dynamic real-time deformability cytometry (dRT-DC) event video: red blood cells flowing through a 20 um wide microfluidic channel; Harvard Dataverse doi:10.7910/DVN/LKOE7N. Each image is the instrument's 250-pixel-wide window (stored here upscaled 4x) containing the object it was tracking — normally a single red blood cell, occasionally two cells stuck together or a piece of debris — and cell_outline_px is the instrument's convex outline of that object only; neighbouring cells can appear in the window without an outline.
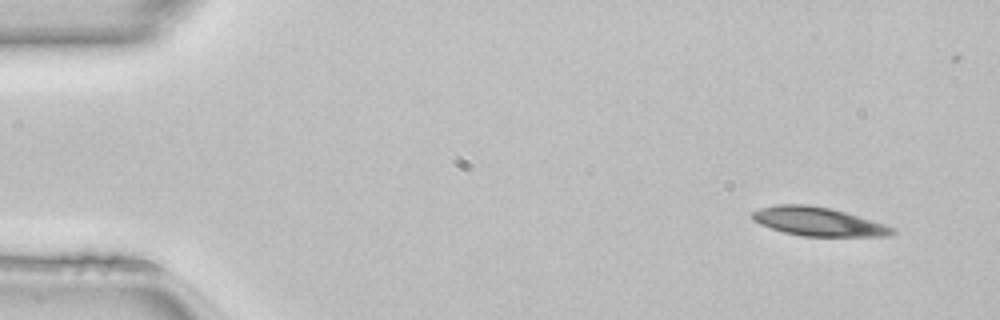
{"species": "common noctule bat (a hibernating species)", "species_latin": "Nyctalus noctula", "temperature_condition": "room temperature", "stored_images_in_passage": 49, "camera_frame_rate_fps": 3000, "um_per_image_px": 0.085, "animal": {"sex": "female", "body_mass_g": 22.7, "forearm_length_mm": 54.2}, "frame": {"image": 1, "passage_image": 3, "time_ms": 0.667, "image_size_px": [1000, 320], "cell_outline_px": [[896, 232], [888, 236], [800, 236], [784, 232], [760, 224], [752, 220], [752, 212], [760, 208], [776, 204], [808, 204], [832, 208], [884, 224], [896, 228]], "centroid_in_image_um": [69.54, 18.83], "position_along_channel_um": 15.5, "area_um2": 23.41}}
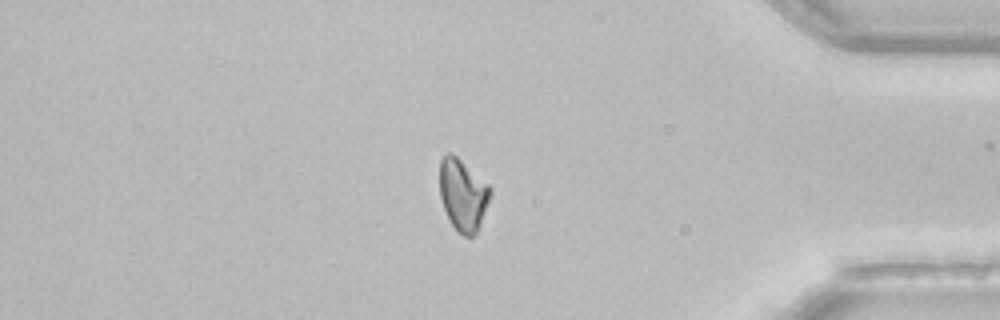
{"frame": {"image": 2, "passage_image": 41, "time_ms": 13.333, "image_size_px": [1000, 320], "cell_outline_px": [[492, 196], [476, 232], [472, 236], [464, 236], [456, 232], [444, 208], [440, 196], [440, 160], [448, 152], [452, 152], [488, 184], [492, 188]], "centroid_in_image_um": [39.36, 16.55], "position_along_channel_um": 395.8, "area_um2": 21.1}}
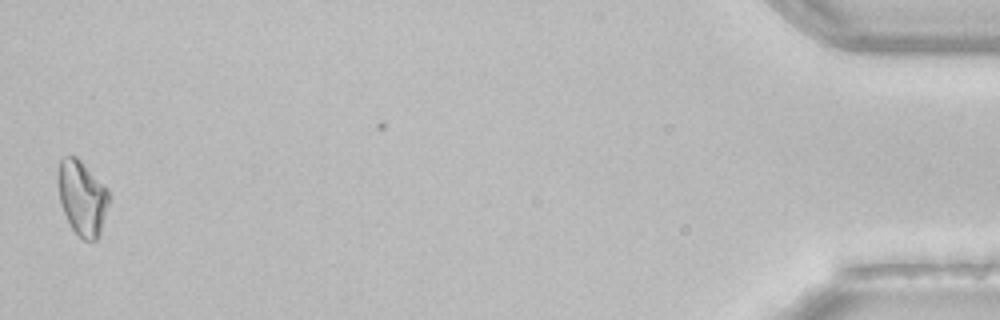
{"frame": {"image": 3, "passage_image": 48, "time_ms": 15.667, "image_size_px": [1000, 320], "cell_outline_px": [[108, 204], [100, 236], [96, 240], [84, 240], [72, 228], [64, 212], [60, 200], [56, 180], [56, 172], [60, 160], [64, 156], [76, 156], [108, 188]], "centroid_in_image_um": [6.96, 16.78], "position_along_channel_um": 428.2, "area_um2": 22.2}, "authors_computed_cell_mechanics": {"area_um2": 22.3108, "velocity_mm_per_s": 4.1237, "shape_relaxation_time_tau1_ms": 4.3267, "shape_relaxation_time_tau2_ms": null, "deformation_change_tau1": 0.1058, "deformation_change_tau2": null}}